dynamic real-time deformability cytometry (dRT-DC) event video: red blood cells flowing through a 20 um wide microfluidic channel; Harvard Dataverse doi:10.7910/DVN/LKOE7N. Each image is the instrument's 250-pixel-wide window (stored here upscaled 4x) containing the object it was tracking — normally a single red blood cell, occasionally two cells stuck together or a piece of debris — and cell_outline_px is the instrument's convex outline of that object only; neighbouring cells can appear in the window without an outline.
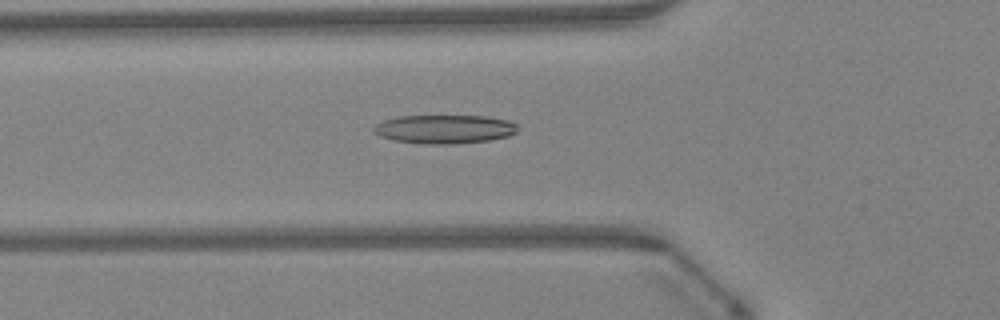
{"species": "Egyptian fruit bat (a non-hibernating species)", "species_latin": "Rousettus aegyptiacus", "temperature_condition": "warm", "stored_images_in_passage": 47, "camera_frame_rate_fps": 3000, "um_per_image_px": 0.085, "animal": {"sex": "female"}, "frame": {"image": 1, "passage_image": 17, "time_ms": 5.333, "image_size_px": [1000, 320], "cell_outline_px": [[520, 128], [516, 132], [508, 136], [492, 140], [452, 144], [428, 144], [392, 140], [380, 136], [372, 132], [372, 128], [376, 124], [384, 120], [400, 116], [484, 116], [508, 120], [516, 124]], "centroid_in_image_um": [37.78, 10.98], "position_along_channel_um": 88.0, "area_um2": 24.22}}
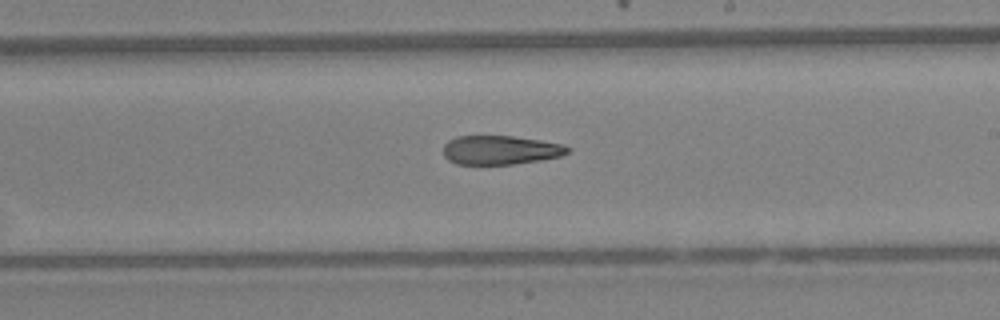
{"frame": {"image": 2, "passage_image": 28, "time_ms": 9.0, "image_size_px": [1000, 320], "cell_outline_px": [[572, 148], [568, 152], [560, 156], [540, 160], [512, 164], [456, 164], [448, 160], [444, 156], [444, 144], [448, 140], [456, 136], [512, 136], [540, 140], [564, 144]], "centroid_in_image_um": [42.53, 12.75], "position_along_channel_um": 246.5, "area_um2": 21.04}}
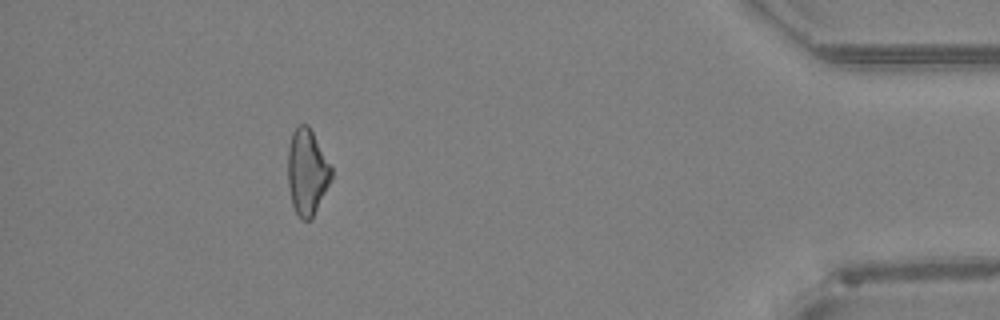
{"frame": {"image": 3, "passage_image": 43, "time_ms": 14.0, "image_size_px": [1000, 320], "cell_outline_px": [[332, 176], [312, 216], [308, 220], [300, 220], [292, 204], [288, 184], [288, 148], [292, 132], [300, 124], [308, 124], [332, 168]], "centroid_in_image_um": [26.07, 14.59], "position_along_channel_um": 409.1, "area_um2": 21.27}, "authors_computed_cell_mechanics": {"area_um2": 22.7732, "velocity_mm_per_s": 4.341, "shape_relaxation_time_tau1_ms": null, "shape_relaxation_time_tau2_ms": 8.3732, "deformation_change_tau1": null, "deformation_change_tau2": 0.2363}}